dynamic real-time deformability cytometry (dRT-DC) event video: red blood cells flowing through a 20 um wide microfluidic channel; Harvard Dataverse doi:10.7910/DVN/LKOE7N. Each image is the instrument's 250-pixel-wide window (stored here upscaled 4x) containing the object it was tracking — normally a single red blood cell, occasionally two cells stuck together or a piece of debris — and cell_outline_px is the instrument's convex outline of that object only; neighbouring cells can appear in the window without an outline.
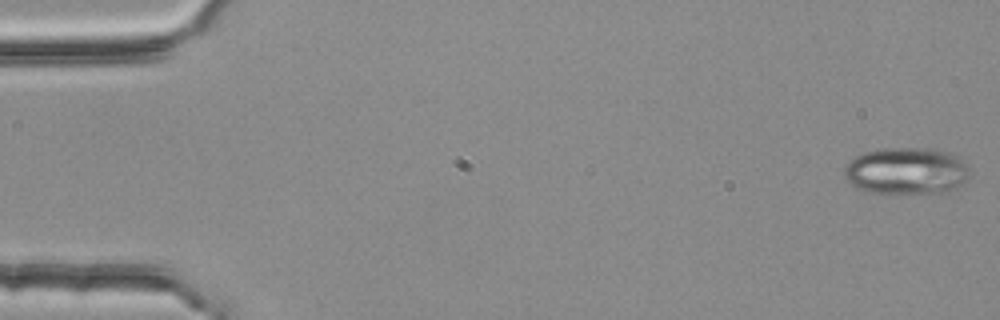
{"species": "common noctule bat (a hibernating species)", "species_latin": "Nyctalus noctula", "temperature_condition": "room temperature", "stored_images_in_passage": 54, "camera_frame_rate_fps": 3000, "um_per_image_px": 0.085, "animal": {"sex": "female", "body_mass_g": 25.1}, "frame": {"image": 1, "passage_image": 1, "time_ms": 0.0, "image_size_px": [1000, 320], "cell_outline_px": [[968, 176], [960, 184], [944, 192], [896, 196], [872, 192], [856, 188], [844, 176], [844, 168], [856, 156], [864, 152], [884, 148], [932, 148], [948, 152], [956, 156], [968, 164]], "centroid_in_image_um": [77.03, 14.56], "position_along_channel_um": 8.0, "area_um2": 34.74}}
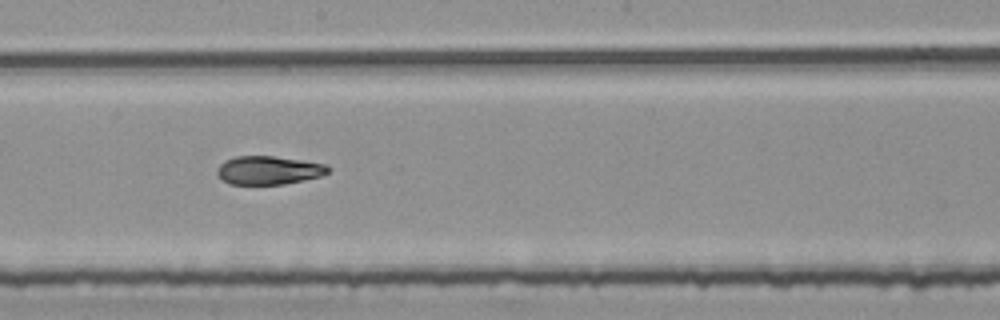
{"frame": {"image": 2, "passage_image": 30, "time_ms": 9.667, "image_size_px": [1000, 320], "cell_outline_px": [[332, 168], [328, 172], [320, 176], [304, 180], [284, 184], [228, 184], [216, 172], [216, 168], [224, 160], [236, 156], [272, 156], [304, 160], [328, 164]], "centroid_in_image_um": [22.86, 14.46], "position_along_channel_um": 225.3, "area_um2": 18.55}}
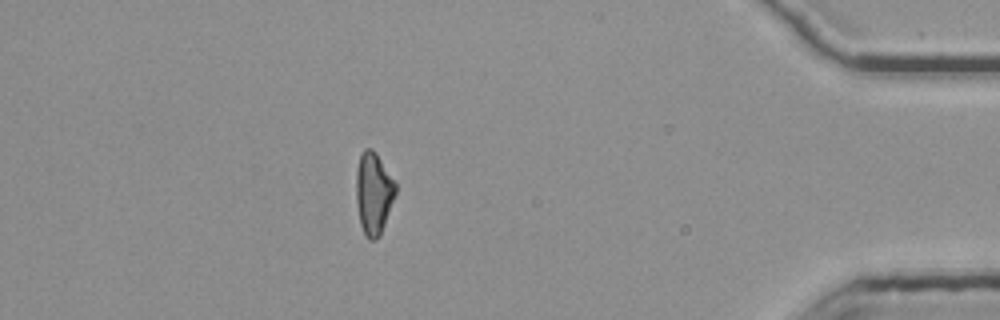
{"frame": {"image": 3, "passage_image": 48, "time_ms": 15.667, "image_size_px": [1000, 320], "cell_outline_px": [[396, 192], [380, 236], [376, 240], [368, 240], [364, 236], [360, 224], [356, 204], [356, 172], [360, 156], [364, 148], [372, 148], [376, 152], [396, 180]], "centroid_in_image_um": [31.75, 16.43], "position_along_channel_um": 403.4, "area_um2": 19.19}}